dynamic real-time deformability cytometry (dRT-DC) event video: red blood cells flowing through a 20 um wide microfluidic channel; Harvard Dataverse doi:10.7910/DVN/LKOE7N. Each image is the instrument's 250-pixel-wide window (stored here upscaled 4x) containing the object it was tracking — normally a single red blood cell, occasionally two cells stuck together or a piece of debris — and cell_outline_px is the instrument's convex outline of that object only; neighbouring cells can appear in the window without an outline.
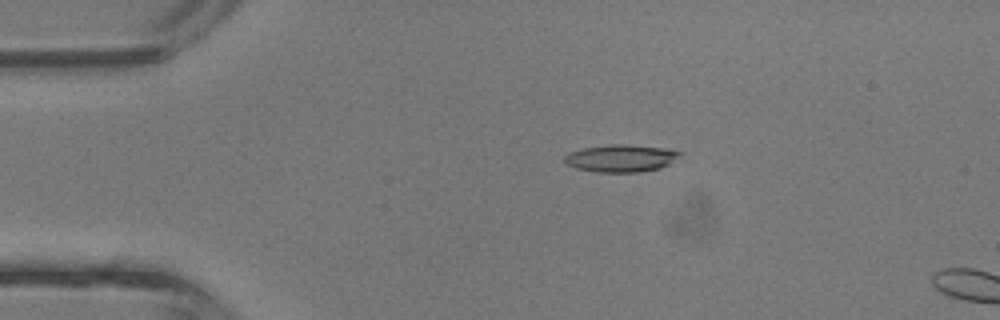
{"species": "common noctule bat (a hibernating species)", "species_latin": "Nyctalus noctula", "temperature_condition": "room temperature", "stored_images_in_passage": 4, "camera_frame_rate_fps": 3000, "um_per_image_px": 0.085, "animal": {"sex": "male", "body_mass_g": 13.3}, "frame": {"image": 1, "passage_image": 3, "time_ms": 0.667, "image_size_px": [1000, 320], "cell_outline_px": [[684, 152], [668, 164], [660, 168], [640, 172], [596, 172], [576, 168], [568, 164], [564, 160], [564, 156], [568, 152], [584, 148], [612, 144], [624, 144], [664, 148]], "centroid_in_image_um": [52.77, 13.45], "position_along_channel_um": 32.2, "area_um2": 18.26}}